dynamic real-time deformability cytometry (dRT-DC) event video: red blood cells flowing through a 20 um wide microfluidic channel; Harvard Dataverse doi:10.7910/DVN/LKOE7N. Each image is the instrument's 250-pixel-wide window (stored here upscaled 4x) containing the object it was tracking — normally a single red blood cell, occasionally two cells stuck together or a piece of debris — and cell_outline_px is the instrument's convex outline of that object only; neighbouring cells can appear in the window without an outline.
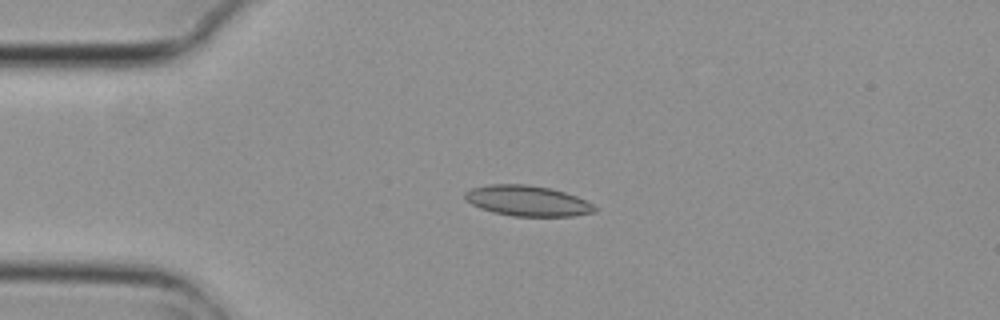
{"species": "common noctule bat (a hibernating species)", "species_latin": "Nyctalus noctula", "temperature_condition": "cold", "stored_images_in_passage": 4, "camera_frame_rate_fps": 3000, "um_per_image_px": 0.085, "animal": {"sex": "female", "body_mass_g": 29.2, "forearm_length_mm": 56.3}, "frame": {"image": 1, "passage_image": 3, "time_ms": 0.667, "image_size_px": [1000, 320], "cell_outline_px": [[596, 212], [576, 216], [512, 216], [492, 212], [480, 208], [472, 204], [464, 196], [464, 192], [472, 188], [488, 184], [524, 184], [552, 188], [576, 196], [592, 204], [596, 208]], "centroid_in_image_um": [44.83, 17.07], "position_along_channel_um": 40.2, "area_um2": 23.06}}